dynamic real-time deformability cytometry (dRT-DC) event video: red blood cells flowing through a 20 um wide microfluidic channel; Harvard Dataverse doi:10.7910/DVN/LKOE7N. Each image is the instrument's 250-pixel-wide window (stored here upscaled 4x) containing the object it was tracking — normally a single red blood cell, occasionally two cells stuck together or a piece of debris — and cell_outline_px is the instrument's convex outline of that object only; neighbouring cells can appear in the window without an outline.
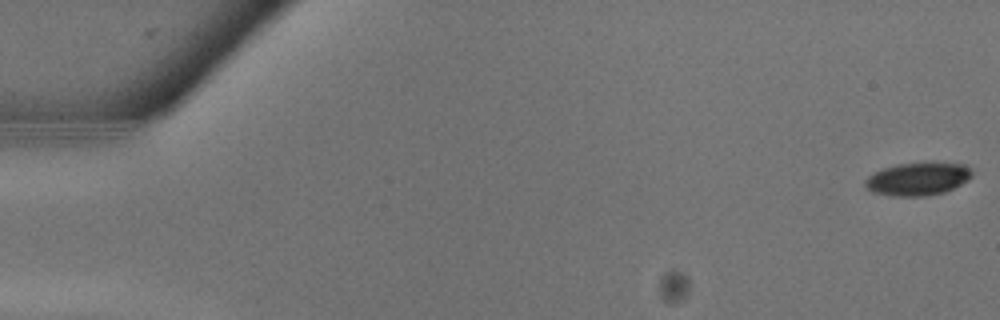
{"species": "common noctule bat (a hibernating species)", "species_latin": "Nyctalus noctula", "temperature_condition": "warm", "stored_images_in_passage": 11, "camera_frame_rate_fps": 3000, "um_per_image_px": 0.085, "animal": {"sex": "male", "body_mass_g": 13.3}, "frame": {"image": 1, "passage_image": 1, "time_ms": 0.0, "image_size_px": [1000, 320], "cell_outline_px": [[972, 176], [968, 180], [944, 192], [924, 196], [892, 196], [872, 192], [864, 184], [864, 180], [868, 176], [880, 168], [896, 164], [924, 160], [936, 160], [964, 164], [972, 172]], "centroid_in_image_um": [78.01, 15.15], "position_along_channel_um": 7.0, "area_um2": 21.27}}
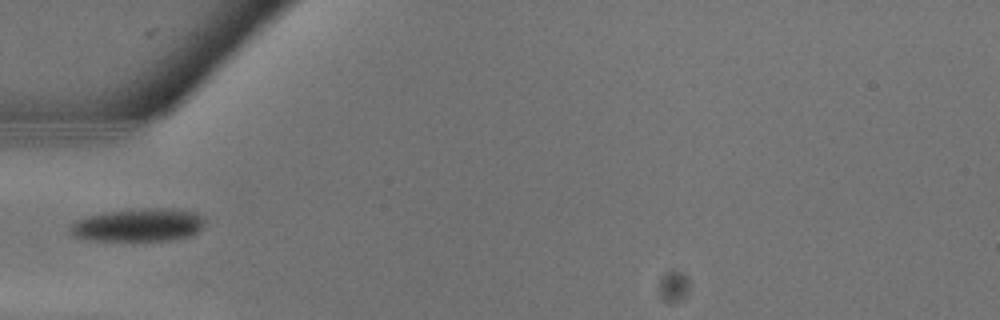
{"frame": {"image": 2, "passage_image": 10, "time_ms": 3.0, "image_size_px": [1000, 320], "cell_outline_px": [[204, 224], [200, 232], [192, 236], [176, 240], [80, 240], [72, 236], [68, 232], [72, 224], [76, 220], [88, 216], [104, 212], [140, 208], [172, 208], [196, 212], [204, 216]], "centroid_in_image_um": [11.79, 19.13], "position_along_channel_um": 73.2, "area_um2": 26.47}}